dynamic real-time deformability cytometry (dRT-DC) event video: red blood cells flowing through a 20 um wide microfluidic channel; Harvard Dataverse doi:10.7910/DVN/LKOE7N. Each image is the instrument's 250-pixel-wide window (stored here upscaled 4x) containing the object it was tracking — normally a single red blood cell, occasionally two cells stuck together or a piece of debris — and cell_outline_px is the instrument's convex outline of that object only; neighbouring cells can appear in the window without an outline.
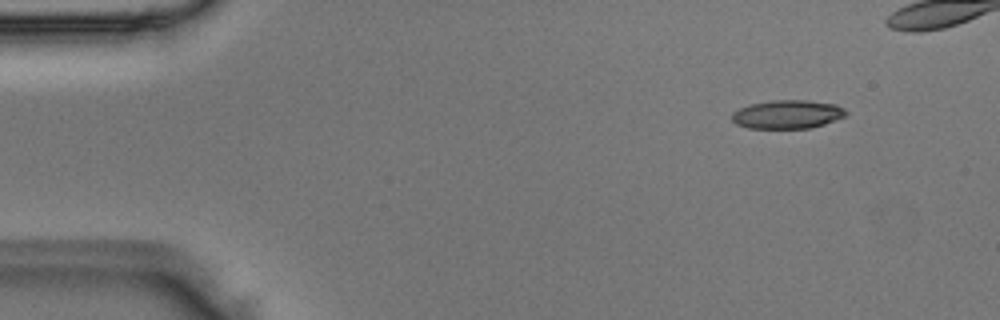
{"species": "Egyptian fruit bat (a non-hibernating species)", "species_latin": "Rousettus aegyptiacus", "temperature_condition": "room temperature", "stored_images_in_passage": 7, "camera_frame_rate_fps": 3000, "um_per_image_px": 0.085, "animal": {"sex": "male"}, "frame": {"image": 1, "passage_image": 2, "time_ms": 0.333, "image_size_px": [1000, 320], "cell_outline_px": [[848, 116], [812, 128], [748, 128], [736, 124], [732, 120], [732, 112], [748, 104], [772, 100], [804, 100], [836, 104], [844, 108], [848, 112]], "centroid_in_image_um": [66.95, 9.72], "position_along_channel_um": 18.0, "area_um2": 19.19}}
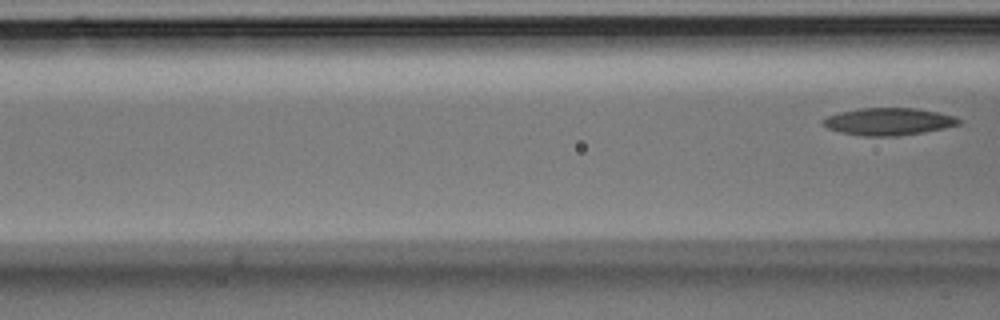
{"frame": {"image": 2, "passage_image": 7, "time_ms": 2.0, "image_size_px": [1000, 320], "cell_outline_px": [[960, 124], [944, 128], [924, 132], [896, 136], [860, 136], [840, 132], [828, 128], [820, 124], [820, 120], [828, 116], [840, 112], [860, 108], [916, 108], [956, 116], [960, 120]], "centroid_in_image_um": [75.49, 10.33], "position_along_channel_um": 91.1, "area_um2": 21.68}}